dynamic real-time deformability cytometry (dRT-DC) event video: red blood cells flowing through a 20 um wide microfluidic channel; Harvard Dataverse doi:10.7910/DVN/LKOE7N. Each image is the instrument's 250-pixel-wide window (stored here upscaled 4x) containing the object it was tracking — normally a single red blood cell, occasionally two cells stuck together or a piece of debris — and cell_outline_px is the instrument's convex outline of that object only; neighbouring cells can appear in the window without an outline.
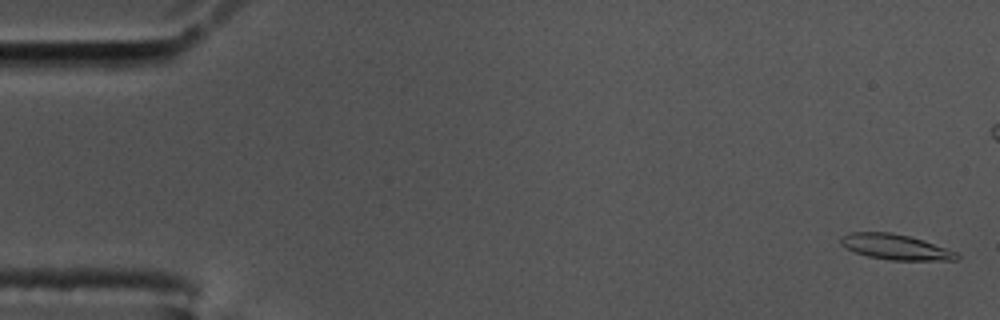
{"species": "common noctule bat (a hibernating species)", "species_latin": "Nyctalus noctula", "temperature_condition": "cold", "stored_images_in_passage": 60, "camera_frame_rate_fps": 3000, "um_per_image_px": 0.085, "animal": {"sex": "male", "body_mass_g": 17.5, "forearm_length_mm": 52.3}, "frame": {"image": 1, "passage_image": 2, "time_ms": 0.333, "image_size_px": [1000, 320], "cell_outline_px": [[960, 256], [956, 260], [888, 260], [868, 256], [856, 252], [840, 244], [840, 240], [844, 236], [852, 232], [892, 232], [924, 240], [956, 252]], "centroid_in_image_um": [76.14, 20.99], "position_along_channel_um": 8.9, "area_um2": 16.94}}
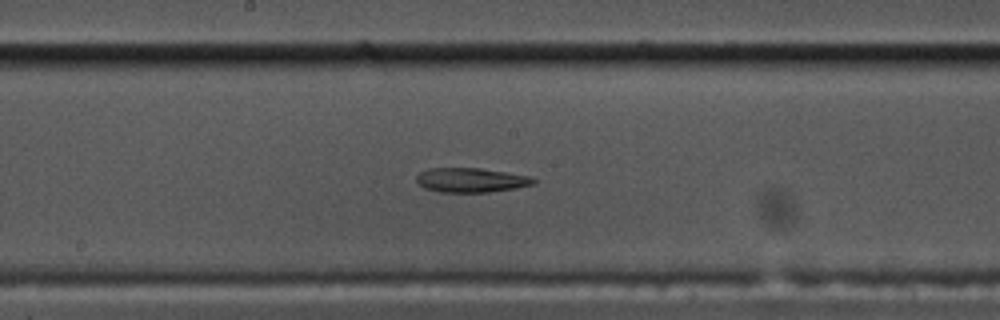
{"frame": {"image": 2, "passage_image": 31, "time_ms": 10.0, "image_size_px": [1000, 320], "cell_outline_px": [[536, 184], [516, 188], [488, 192], [440, 192], [424, 188], [416, 180], [416, 176], [420, 172], [428, 168], [480, 168], [532, 176], [536, 180]], "centroid_in_image_um": [40.06, 15.3], "position_along_channel_um": 208.1, "area_um2": 16.76}}
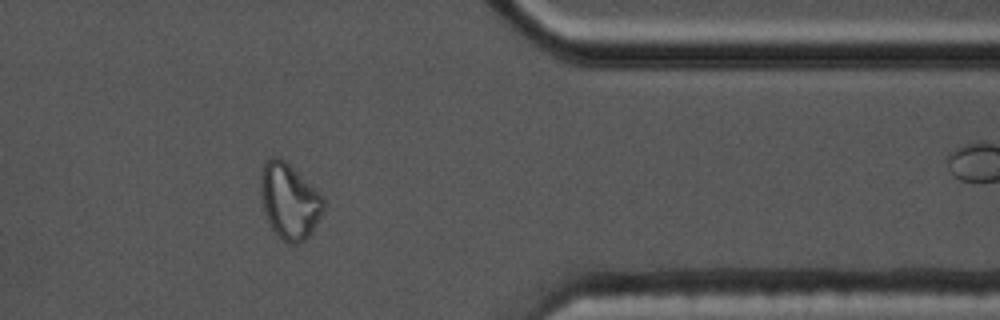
{"frame": {"image": 3, "passage_image": 48, "time_ms": 15.667, "image_size_px": [1000, 320], "cell_outline_px": [[324, 208], [320, 216], [308, 236], [304, 240], [296, 244], [288, 244], [280, 240], [272, 228], [264, 212], [260, 192], [260, 168], [272, 156], [276, 156], [284, 160], [324, 200]], "centroid_in_image_um": [24.53, 17.12], "position_along_channel_um": 386.9, "area_um2": 27.05}, "authors_computed_cell_mechanics": {"area_um2": 17.4267, "velocity_mm_per_s": 3.4544, "shape_relaxation_time_tau1_ms": null, "shape_relaxation_time_tau2_ms": 7.6849, "deformation_change_tau1": null, "deformation_change_tau2": 0.1622}}